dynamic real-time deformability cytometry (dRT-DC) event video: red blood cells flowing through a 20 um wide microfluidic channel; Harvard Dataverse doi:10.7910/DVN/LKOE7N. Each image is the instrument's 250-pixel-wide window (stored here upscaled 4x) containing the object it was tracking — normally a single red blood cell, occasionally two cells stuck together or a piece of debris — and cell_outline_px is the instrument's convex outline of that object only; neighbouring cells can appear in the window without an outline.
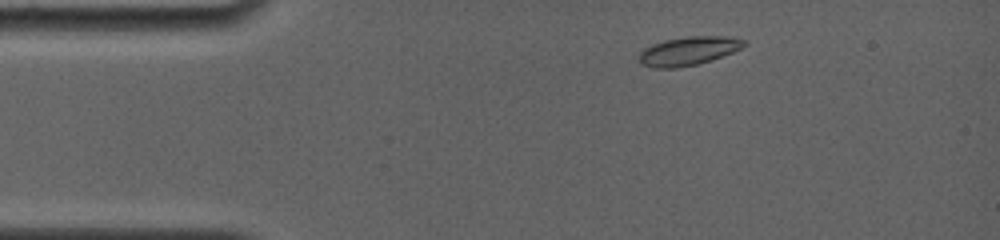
{"species": "common noctule bat (a hibernating species)", "species_latin": "Nyctalus noctula", "temperature_condition": "room temperature", "stored_images_in_passage": 60, "camera_frame_rate_fps": 4000, "um_per_image_px": 0.085, "animal": {"sex": "female", "body_mass_g": 19.0, "forearm_length_mm": 56.7}, "frame": {"image": 1, "passage_image": 3, "time_ms": 1.0, "image_size_px": [1000, 240], "cell_outline_px": [[748, 44], [732, 52], [696, 64], [676, 68], [652, 68], [644, 64], [640, 60], [640, 52], [644, 48], [652, 44], [664, 40], [688, 36], [732, 36], [744, 40]], "centroid_in_image_um": [58.52, 4.31], "position_along_channel_um": 26.5, "area_um2": 17.28}}
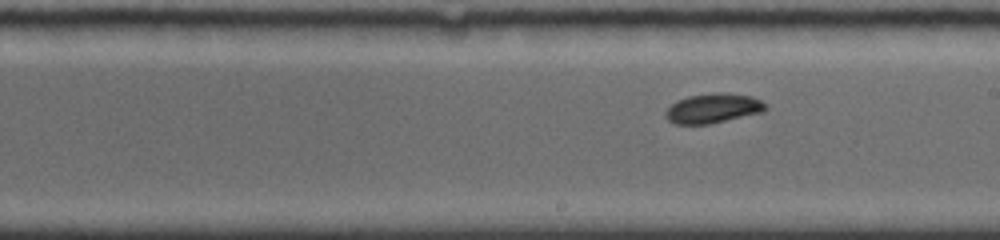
{"frame": {"image": 2, "passage_image": 27, "time_ms": 7.75, "image_size_px": [1000, 240], "cell_outline_px": [[768, 108], [764, 112], [708, 124], [676, 124], [668, 120], [664, 116], [664, 112], [676, 100], [688, 96], [716, 92], [720, 92], [752, 96], [768, 104]], "centroid_in_image_um": [60.62, 9.2], "position_along_channel_um": 228.4, "area_um2": 17.4}}
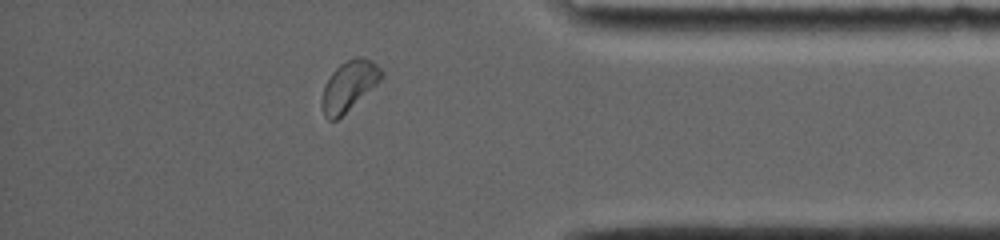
{"frame": {"image": 3, "passage_image": 51, "time_ms": 12.75, "image_size_px": [1000, 240], "cell_outline_px": [[384, 76], [376, 84], [336, 120], [328, 120], [324, 116], [320, 104], [320, 100], [324, 84], [332, 72], [340, 64], [356, 56], [364, 56], [372, 60], [384, 72]], "centroid_in_image_um": [29.63, 7.27], "position_along_channel_um": 405.6, "area_um2": 17.28}, "authors_computed_cell_mechanics": {"area_um2": 16.8198, "velocity_mm_per_s": 3.7694, "shape_relaxation_time_tau1_ms": 2.3142, "shape_relaxation_time_tau2_ms": null, "deformation_change_tau1": 0.0765, "deformation_change_tau2": null}}